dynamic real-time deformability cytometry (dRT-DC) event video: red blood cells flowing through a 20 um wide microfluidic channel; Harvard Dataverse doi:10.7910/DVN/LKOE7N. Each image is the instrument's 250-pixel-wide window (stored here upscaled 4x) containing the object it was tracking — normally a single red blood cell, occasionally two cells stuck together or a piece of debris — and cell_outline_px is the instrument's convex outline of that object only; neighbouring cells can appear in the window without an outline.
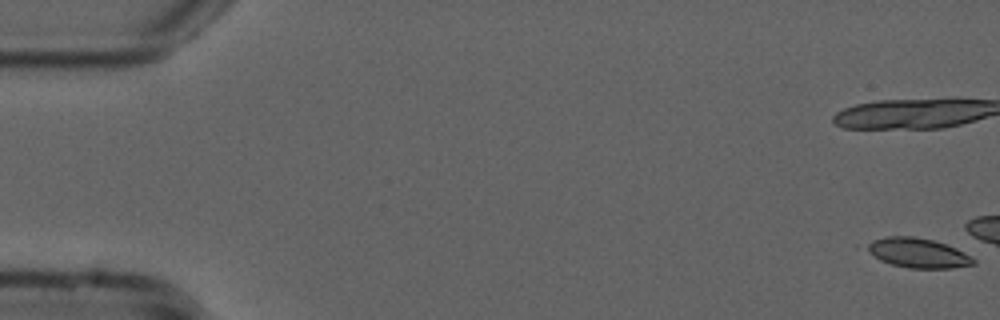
{"species": "common noctule bat (a hibernating species)", "species_latin": "Nyctalus noctula", "temperature_condition": "cold", "stored_images_in_passage": 14, "camera_frame_rate_fps": 3000, "um_per_image_px": 0.085, "animal": {"sex": "male", "forearm_length_mm": 52.5}, "frame": {"image": 1, "passage_image": 1, "time_ms": 0.0, "image_size_px": [1000, 320], "cell_outline_px": [[976, 264], [952, 268], [908, 268], [892, 264], [880, 260], [856, 248], [856, 244], [884, 236], [912, 236], [932, 240], [956, 248], [972, 256], [976, 260]], "centroid_in_image_um": [77.83, 21.48], "position_along_channel_um": 7.2, "area_um2": 19.25}}